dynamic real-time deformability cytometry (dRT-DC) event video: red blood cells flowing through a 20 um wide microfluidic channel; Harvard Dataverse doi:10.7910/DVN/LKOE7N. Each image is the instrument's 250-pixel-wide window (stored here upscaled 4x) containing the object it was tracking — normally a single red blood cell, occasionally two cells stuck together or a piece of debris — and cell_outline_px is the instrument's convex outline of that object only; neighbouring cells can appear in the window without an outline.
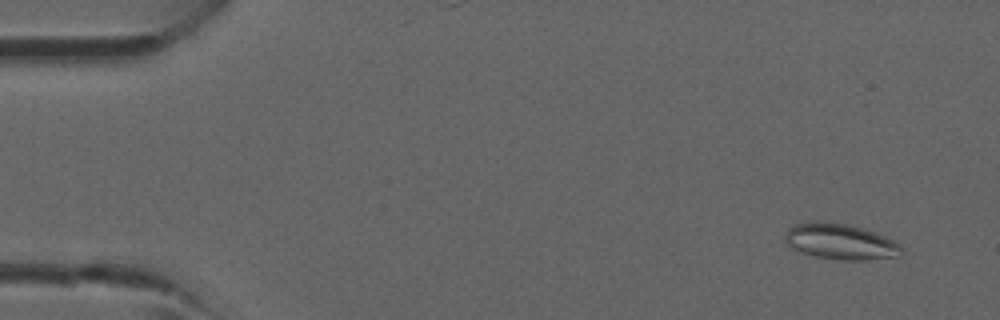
{"species": "common noctule bat (a hibernating species)", "species_latin": "Nyctalus noctula", "temperature_condition": "room temperature", "stored_images_in_passage": 5, "camera_frame_rate_fps": 3000, "um_per_image_px": 0.085, "animal": {"sex": "male", "forearm_length_mm": 52.5}, "frame": {"image": 1, "passage_image": 1, "time_ms": 0.0, "image_size_px": [1000, 320], "cell_outline_px": [[904, 252], [900, 256], [864, 260], [840, 260], [816, 256], [800, 252], [792, 248], [788, 244], [784, 236], [788, 228], [796, 224], [812, 220], [848, 224], [864, 228], [884, 236], [900, 244], [904, 248]], "centroid_in_image_um": [71.45, 20.53], "position_along_channel_um": 13.5, "area_um2": 24.45}}